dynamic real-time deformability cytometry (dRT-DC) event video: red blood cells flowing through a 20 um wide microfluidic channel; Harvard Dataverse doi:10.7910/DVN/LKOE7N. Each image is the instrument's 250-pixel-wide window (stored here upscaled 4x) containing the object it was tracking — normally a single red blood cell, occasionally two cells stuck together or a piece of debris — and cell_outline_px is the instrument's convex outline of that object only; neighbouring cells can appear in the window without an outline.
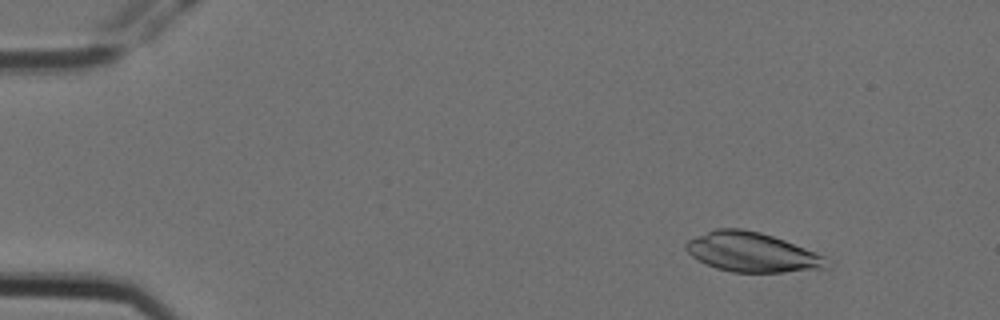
{"species": "Egyptian fruit bat (a non-hibernating species)", "species_latin": "Rousettus aegyptiacus", "temperature_condition": "cold", "stored_images_in_passage": 5, "camera_frame_rate_fps": 3000, "um_per_image_px": 0.085, "animal": {"sex": "female"}, "frame": {"image": 1, "passage_image": 2, "time_ms": 0.333, "image_size_px": [1000, 320], "cell_outline_px": [[828, 268], [784, 272], [732, 272], [716, 268], [692, 256], [684, 248], [684, 244], [688, 240], [716, 228], [740, 228], [760, 232], [784, 240], [824, 256]], "centroid_in_image_um": [63.88, 21.43], "position_along_channel_um": 21.1, "area_um2": 31.96}}